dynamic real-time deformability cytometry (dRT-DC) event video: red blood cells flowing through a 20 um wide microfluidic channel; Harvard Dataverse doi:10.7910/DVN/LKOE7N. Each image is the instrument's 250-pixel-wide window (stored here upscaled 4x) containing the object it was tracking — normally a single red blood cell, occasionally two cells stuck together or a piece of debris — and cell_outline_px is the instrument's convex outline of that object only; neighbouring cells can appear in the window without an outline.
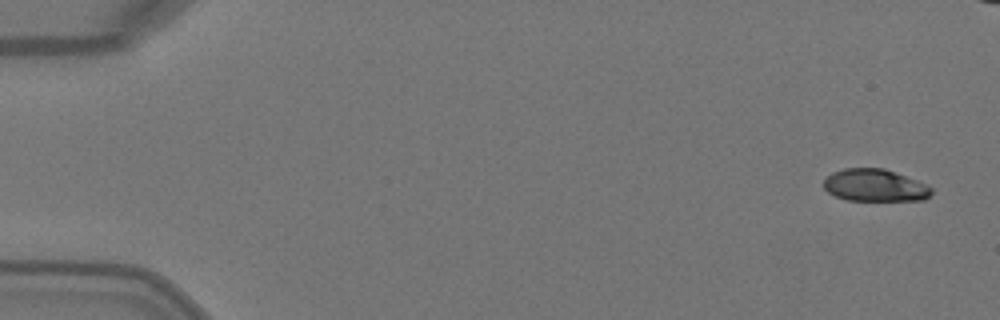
{"species": "Egyptian fruit bat (a non-hibernating species)", "species_latin": "Rousettus aegyptiacus", "temperature_condition": "warm", "stored_images_in_passage": 6, "camera_frame_rate_fps": 3000, "um_per_image_px": 0.085, "animal": {"sex": "female"}, "frame": {"image": 1, "passage_image": 1, "time_ms": 0.0, "image_size_px": [1000, 320], "cell_outline_px": [[932, 192], [924, 200], [848, 200], [836, 196], [828, 192], [824, 188], [824, 180], [832, 172], [844, 168], [884, 168], [916, 180], [932, 188]], "centroid_in_image_um": [74.34, 15.75], "position_along_channel_um": 10.7, "area_um2": 20.06}}
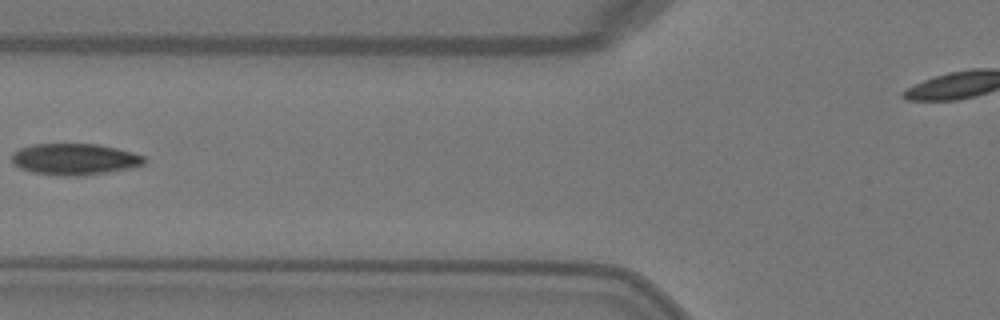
{"frame": {"image": 2, "passage_image": 6, "time_ms": 1.667, "image_size_px": [1000, 320], "cell_outline_px": [[148, 160], [144, 164], [132, 168], [108, 172], [76, 176], [64, 176], [32, 172], [20, 168], [12, 164], [12, 152], [20, 148], [32, 144], [96, 144], [116, 148], [132, 152], [144, 156]], "centroid_in_image_um": [6.34, 13.53], "position_along_channel_um": 119.5, "area_um2": 24.33}}